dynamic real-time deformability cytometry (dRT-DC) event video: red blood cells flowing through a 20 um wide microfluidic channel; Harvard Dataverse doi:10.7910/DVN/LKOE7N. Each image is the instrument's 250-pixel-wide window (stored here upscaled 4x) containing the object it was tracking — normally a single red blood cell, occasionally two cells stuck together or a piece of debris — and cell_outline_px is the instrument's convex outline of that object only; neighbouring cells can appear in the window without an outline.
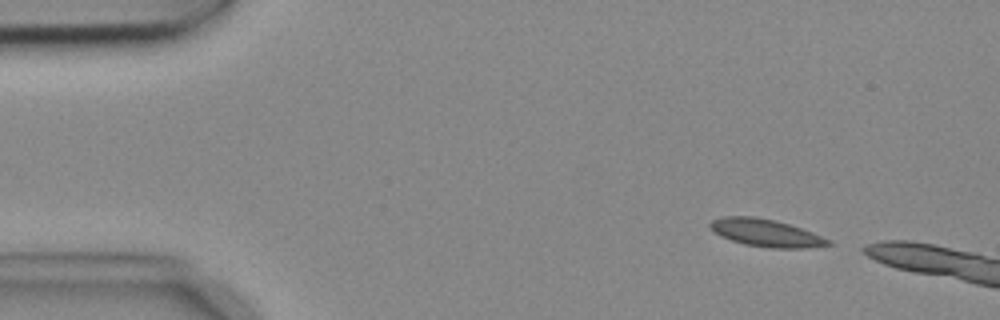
{"species": "common noctule bat (a hibernating species)", "species_latin": "Nyctalus noctula", "temperature_condition": "cold", "stored_images_in_passage": 3, "camera_frame_rate_fps": 3000, "um_per_image_px": 0.085, "animal": {"sex": "female", "body_mass_g": 18.4}, "frame": {"image": 1, "passage_image": 1, "time_ms": 0.0, "image_size_px": [1000, 320], "cell_outline_px": [[836, 244], [808, 248], [768, 248], [744, 244], [720, 236], [712, 232], [708, 224], [712, 220], [724, 216], [756, 216], [788, 224], [812, 232], [832, 240]], "centroid_in_image_um": [65.11, 19.8], "position_along_channel_um": 19.9, "area_um2": 19.07}}